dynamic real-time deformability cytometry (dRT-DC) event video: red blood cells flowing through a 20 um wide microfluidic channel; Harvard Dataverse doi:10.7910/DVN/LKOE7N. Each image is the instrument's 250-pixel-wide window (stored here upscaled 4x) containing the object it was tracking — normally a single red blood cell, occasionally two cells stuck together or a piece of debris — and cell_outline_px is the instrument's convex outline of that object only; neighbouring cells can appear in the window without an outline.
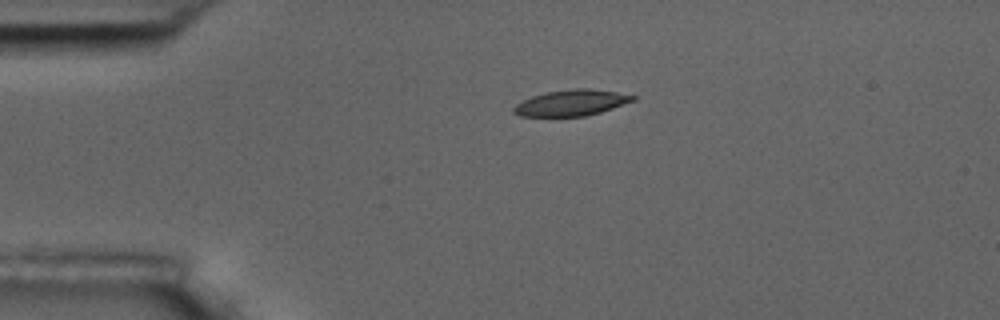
{"species": "common noctule bat (a hibernating species)", "species_latin": "Nyctalus noctula", "temperature_condition": "room temperature", "stored_images_in_passage": 45, "camera_frame_rate_fps": 3000, "um_per_image_px": 0.085, "animal": {"sex": "male", "body_mass_g": 17.5, "forearm_length_mm": 52.3}, "frame": {"image": 1, "passage_image": 1, "time_ms": 0.0, "image_size_px": [1000, 320], "cell_outline_px": [[636, 100], [600, 112], [584, 116], [520, 116], [512, 112], [512, 108], [516, 104], [532, 96], [544, 92], [572, 88], [588, 88], [616, 92], [636, 96]], "centroid_in_image_um": [48.55, 8.73], "position_along_channel_um": 36.5, "area_um2": 18.03}}
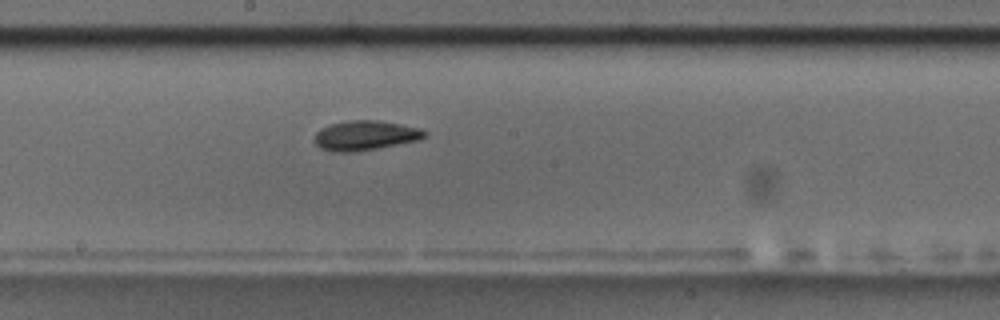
{"frame": {"image": 2, "passage_image": 19, "time_ms": 6.0, "image_size_px": [1000, 320], "cell_outline_px": [[428, 136], [420, 140], [376, 148], [352, 152], [332, 152], [320, 148], [312, 140], [316, 132], [320, 128], [332, 124], [348, 120], [376, 120], [400, 124], [420, 128], [428, 132]], "centroid_in_image_um": [31.04, 11.51], "position_along_channel_um": 217.2, "area_um2": 19.19}}
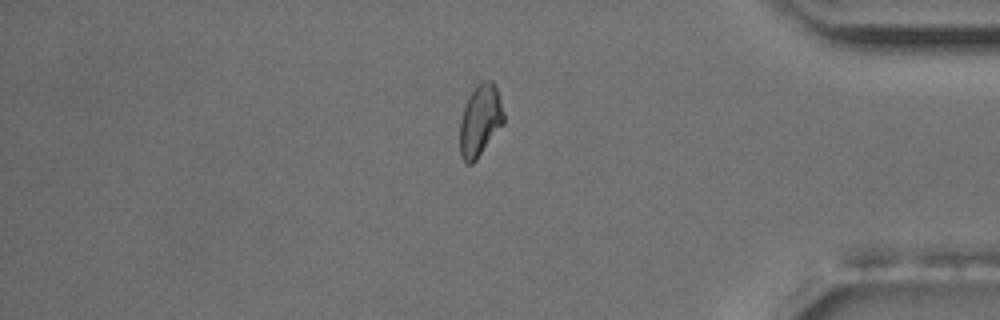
{"frame": {"image": 3, "passage_image": 36, "time_ms": 11.667, "image_size_px": [1000, 320], "cell_outline_px": [[504, 124], [476, 160], [472, 164], [468, 164], [460, 156], [460, 120], [464, 108], [476, 84], [484, 80], [492, 80], [496, 84], [504, 112]], "centroid_in_image_um": [40.83, 10.23], "position_along_channel_um": 394.4, "area_um2": 18.38}, "authors_computed_cell_mechanics": {"area_um2": 18.496, "velocity_mm_per_s": 3.6077, "shape_relaxation_time_tau1_ms": 4.9054, "shape_relaxation_time_tau2_ms": 7.4881, "deformation_change_tau1": 0.135, "deformation_change_tau2": 0.141}}